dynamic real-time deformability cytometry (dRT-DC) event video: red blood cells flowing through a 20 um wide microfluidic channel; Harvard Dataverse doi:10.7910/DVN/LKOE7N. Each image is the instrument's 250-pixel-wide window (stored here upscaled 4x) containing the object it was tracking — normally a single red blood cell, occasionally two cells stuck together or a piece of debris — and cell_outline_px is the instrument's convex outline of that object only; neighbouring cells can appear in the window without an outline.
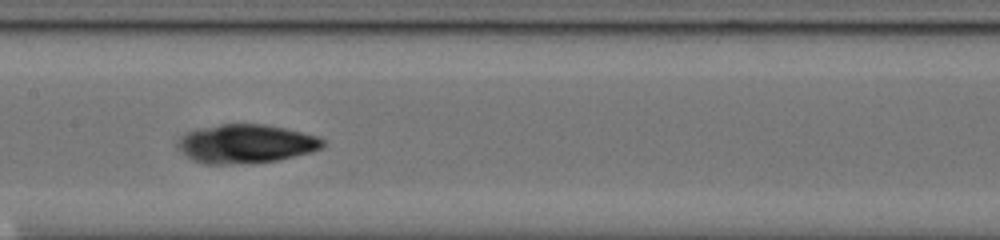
{"species": "common noctule bat (a hibernating species)", "species_latin": "Nyctalus noctula", "temperature_condition": "cold", "stored_images_in_passage": 50, "camera_frame_rate_fps": 3000, "um_per_image_px": 0.085, "animal": {"sex": "male", "body_mass_g": 20.0, "forearm_length_mm": 53.3}, "frame": {"image": 1, "passage_image": 22, "time_ms": 7.0, "image_size_px": [1000, 240], "cell_outline_px": [[324, 144], [320, 148], [312, 152], [276, 160], [228, 164], [200, 164], [192, 160], [176, 144], [180, 136], [188, 132], [220, 124], [264, 124], [284, 128], [316, 136], [324, 140]], "centroid_in_image_um": [20.89, 12.22], "position_along_channel_um": 186.5, "area_um2": 32.25}}
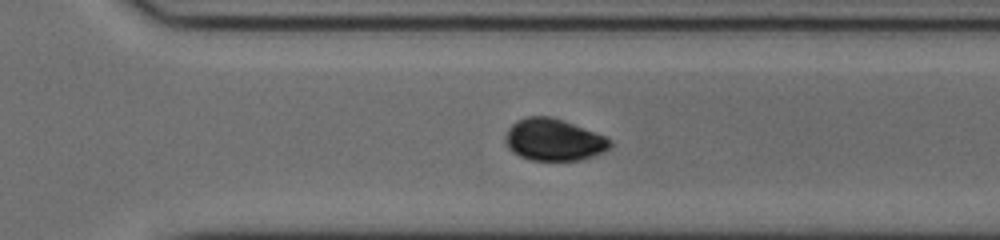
{"frame": {"image": 2, "passage_image": 33, "time_ms": 10.667, "image_size_px": [1000, 240], "cell_outline_px": [[612, 144], [608, 148], [592, 156], [580, 160], [532, 160], [520, 156], [512, 152], [508, 148], [508, 128], [516, 120], [528, 116], [552, 116], [564, 120], [604, 136]], "centroid_in_image_um": [47.05, 11.87], "position_along_channel_um": 323.6, "area_um2": 25.09}}
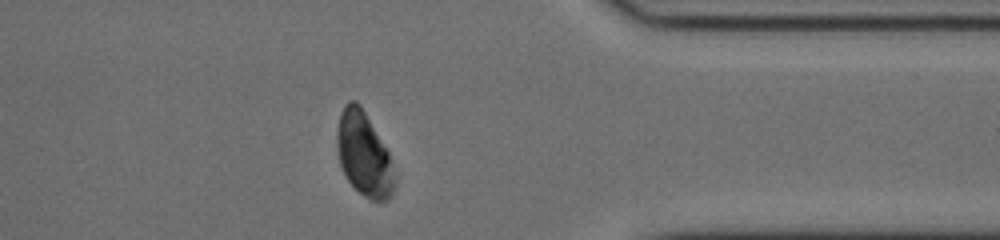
{"frame": {"image": 3, "passage_image": 39, "time_ms": 12.667, "image_size_px": [1000, 240], "cell_outline_px": [[392, 192], [380, 204], [364, 196], [348, 180], [340, 164], [336, 144], [336, 136], [340, 112], [344, 104], [348, 100], [356, 100], [360, 104], [388, 152], [392, 176]], "centroid_in_image_um": [30.86, 13.06], "position_along_channel_um": 380.5, "area_um2": 27.4}}